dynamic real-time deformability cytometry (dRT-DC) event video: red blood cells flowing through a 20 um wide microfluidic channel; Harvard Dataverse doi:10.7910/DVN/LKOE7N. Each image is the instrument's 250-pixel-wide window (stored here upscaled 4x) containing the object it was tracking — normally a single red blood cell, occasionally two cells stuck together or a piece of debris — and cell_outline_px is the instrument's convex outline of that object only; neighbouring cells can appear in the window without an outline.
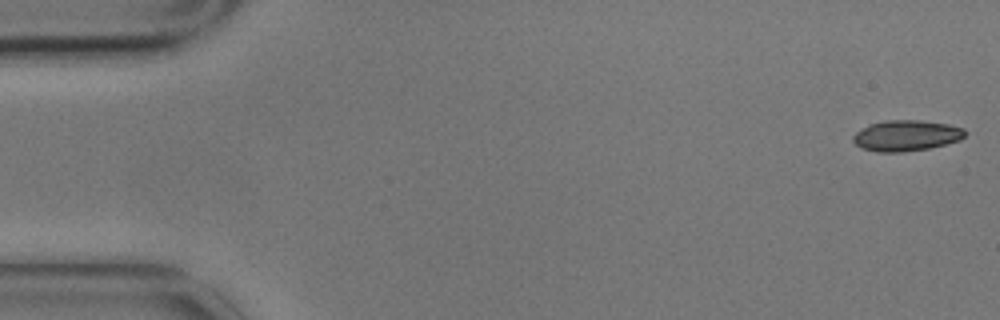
{"species": "common noctule bat (a hibernating species)", "species_latin": "Nyctalus noctula", "temperature_condition": "cold", "stored_images_in_passage": 5, "camera_frame_rate_fps": 3000, "um_per_image_px": 0.085, "animal": {"sex": "male", "body_mass_g": 17.9}, "frame": {"image": 1, "passage_image": 1, "time_ms": 0.0, "image_size_px": [1000, 320], "cell_outline_px": [[968, 132], [960, 140], [928, 148], [904, 152], [876, 152], [864, 148], [856, 144], [852, 140], [852, 136], [856, 132], [868, 124], [884, 120], [920, 120], [948, 124], [964, 128]], "centroid_in_image_um": [77.03, 11.51], "position_along_channel_um": 8.0, "area_um2": 20.17}}
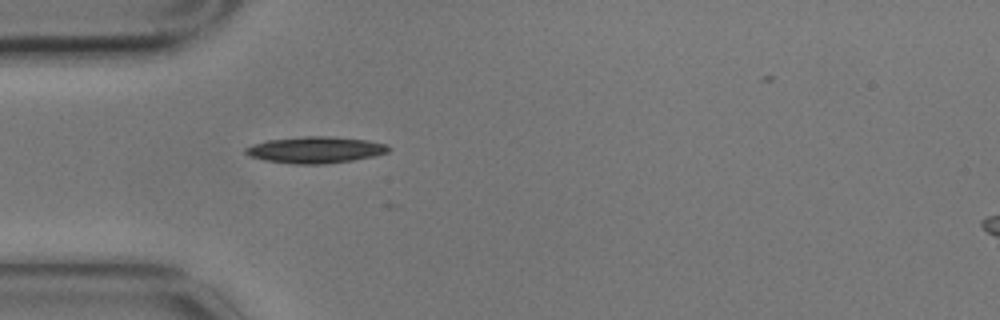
{"frame": {"image": 2, "passage_image": 5, "time_ms": 1.333, "image_size_px": [1000, 320], "cell_outline_px": [[392, 148], [388, 152], [376, 156], [352, 160], [324, 164], [292, 164], [264, 160], [248, 156], [244, 152], [244, 148], [252, 144], [268, 140], [304, 136], [328, 136], [368, 140], [388, 144]], "centroid_in_image_um": [26.82, 12.74], "position_along_channel_um": 58.2, "area_um2": 22.31}}